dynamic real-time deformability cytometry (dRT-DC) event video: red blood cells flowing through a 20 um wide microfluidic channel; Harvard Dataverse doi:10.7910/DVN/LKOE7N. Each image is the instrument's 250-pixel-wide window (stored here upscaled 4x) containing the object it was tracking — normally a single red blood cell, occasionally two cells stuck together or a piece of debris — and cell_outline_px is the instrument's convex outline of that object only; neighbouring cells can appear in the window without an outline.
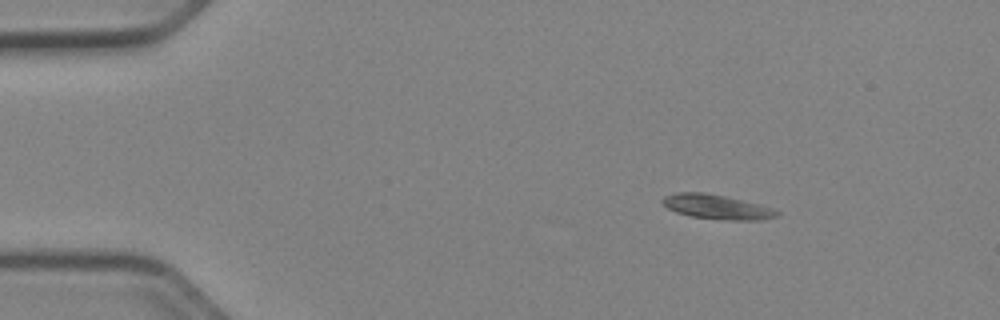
{"species": "Egyptian fruit bat (a non-hibernating species)", "species_latin": "Rousettus aegyptiacus", "temperature_condition": "cold", "stored_images_in_passage": 45, "camera_frame_rate_fps": 3000, "um_per_image_px": 0.085, "animal": {"sex": "female"}, "frame": {"image": 1, "passage_image": 1, "time_ms": 0.0, "image_size_px": [1000, 320], "cell_outline_px": [[780, 212], [776, 216], [764, 220], [728, 220], [692, 216], [676, 212], [668, 208], [660, 200], [664, 196], [676, 192], [704, 192], [724, 196], [772, 208]], "centroid_in_image_um": [60.9, 17.58], "position_along_channel_um": 24.1, "area_um2": 16.07}}
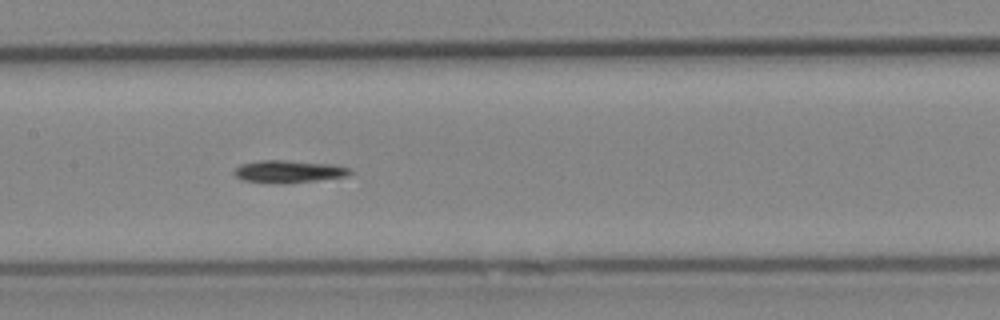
{"frame": {"image": 2, "passage_image": 19, "time_ms": 6.0, "image_size_px": [1000, 320], "cell_outline_px": [[352, 172], [348, 176], [316, 180], [244, 180], [236, 176], [232, 172], [240, 164], [260, 160], [284, 160], [332, 164], [352, 168]], "centroid_in_image_um": [24.6, 14.51], "position_along_channel_um": 182.8, "area_um2": 14.1}}
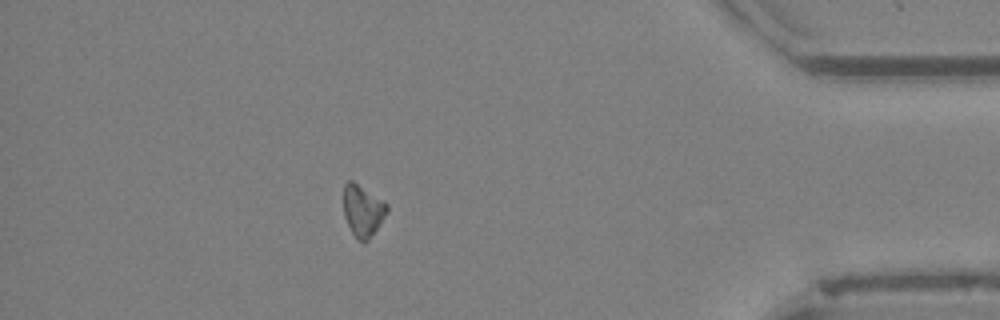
{"frame": {"image": 3, "passage_image": 39, "time_ms": 12.667, "image_size_px": [1000, 320], "cell_outline_px": [[388, 212], [380, 224], [368, 240], [364, 244], [352, 232], [344, 216], [344, 184], [348, 180], [352, 180], [384, 200], [388, 204]], "centroid_in_image_um": [30.86, 17.88], "position_along_channel_um": 404.3, "area_um2": 13.06}, "authors_computed_cell_mechanics": {"area_um2": 14.1032, "velocity_mm_per_s": 3.9463, "shape_relaxation_time_tau1_ms": 2.191, "shape_relaxation_time_tau2_ms": null, "deformation_change_tau1": 0.0922, "deformation_change_tau2": null}}